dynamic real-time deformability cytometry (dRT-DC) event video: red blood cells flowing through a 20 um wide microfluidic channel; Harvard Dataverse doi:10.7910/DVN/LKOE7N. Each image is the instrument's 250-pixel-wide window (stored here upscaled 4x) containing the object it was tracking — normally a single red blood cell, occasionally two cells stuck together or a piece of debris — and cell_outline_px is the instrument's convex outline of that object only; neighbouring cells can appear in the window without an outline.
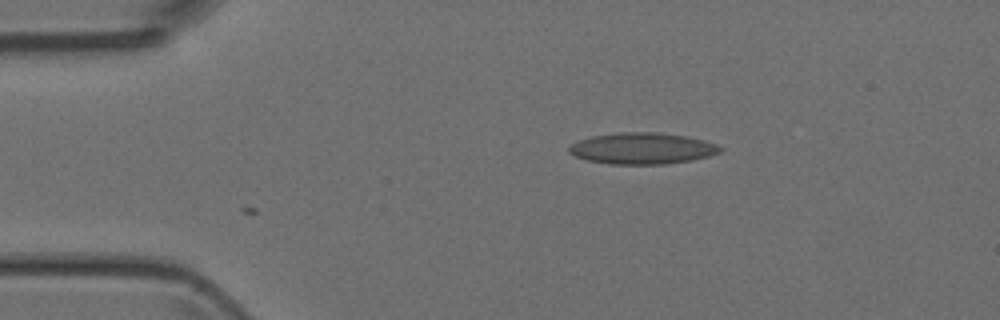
{"species": "Egyptian fruit bat (a non-hibernating species)", "species_latin": "Rousettus aegyptiacus", "temperature_condition": "room temperature", "stored_images_in_passage": 2, "camera_frame_rate_fps": 3000, "um_per_image_px": 0.085, "animal": {"sex": "female"}, "frame": {"image": 1, "passage_image": 2, "time_ms": 1.0, "image_size_px": [1000, 320], "cell_outline_px": [[724, 148], [720, 152], [708, 156], [692, 160], [664, 164], [608, 164], [588, 160], [576, 156], [568, 152], [568, 148], [572, 144], [580, 140], [592, 136], [624, 132], [656, 132], [684, 136], [704, 140], [716, 144]], "centroid_in_image_um": [54.6, 12.62], "position_along_channel_um": 30.4, "area_um2": 27.4}}